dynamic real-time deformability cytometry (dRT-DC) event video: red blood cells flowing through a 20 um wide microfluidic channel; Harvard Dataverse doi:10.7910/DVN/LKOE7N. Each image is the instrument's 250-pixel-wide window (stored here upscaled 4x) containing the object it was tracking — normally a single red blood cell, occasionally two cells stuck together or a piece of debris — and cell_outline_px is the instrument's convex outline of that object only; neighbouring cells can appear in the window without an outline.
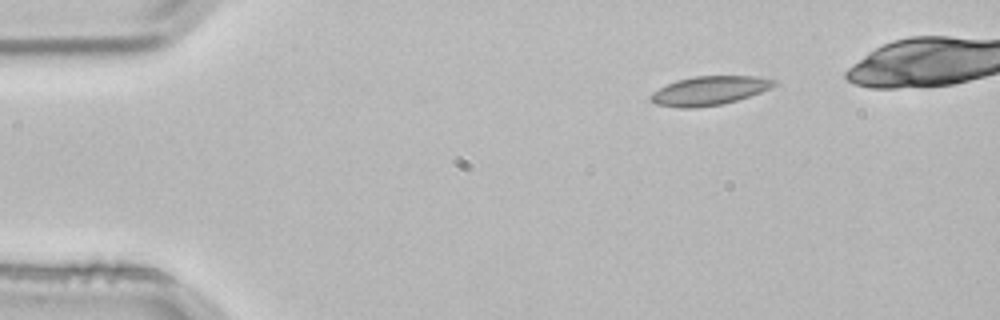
{"species": "common noctule bat (a hibernating species)", "species_latin": "Nyctalus noctula", "temperature_condition": "room temperature", "stored_images_in_passage": 3, "camera_frame_rate_fps": 3000, "um_per_image_px": 0.085, "animal": {"sex": "male", "body_mass_g": 21.5, "forearm_length_mm": 52.0}, "frame": {"image": 1, "passage_image": 1, "time_ms": 0.0, "image_size_px": [1000, 320], "cell_outline_px": [[776, 84], [760, 92], [736, 100], [720, 104], [696, 108], [680, 108], [656, 104], [648, 96], [652, 92], [676, 80], [696, 76], [752, 76], [776, 80]], "centroid_in_image_um": [60.24, 7.71], "position_along_channel_um": 24.8, "area_um2": 20.46}}